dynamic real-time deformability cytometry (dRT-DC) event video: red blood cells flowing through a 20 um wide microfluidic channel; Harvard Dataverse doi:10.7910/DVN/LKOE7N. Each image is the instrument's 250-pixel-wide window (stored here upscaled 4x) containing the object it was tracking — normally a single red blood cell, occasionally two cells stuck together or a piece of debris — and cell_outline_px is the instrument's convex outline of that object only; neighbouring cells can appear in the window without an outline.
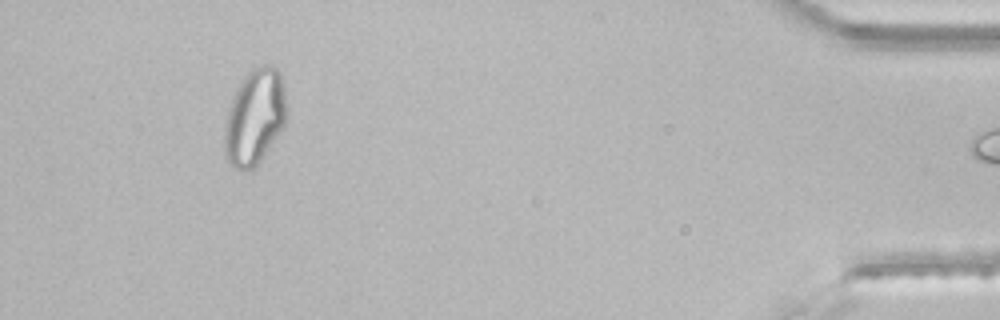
{"species": "common noctule bat (a hibernating species)", "species_latin": "Nyctalus noctula", "temperature_condition": "room temperature", "stored_images_in_passage": 39, "segment_of_instrument_passage": [2, 2], "camera_frame_rate_fps": 3000, "um_per_image_px": 0.085, "animal": {"sex": "male", "body_mass_g": 21.5, "forearm_length_mm": 52.0}, "frame": {"image": 1, "passage_image": 38, "time_ms": 12.333, "image_size_px": [1000, 320], "cell_outline_px": [[288, 108], [284, 124], [260, 160], [252, 168], [244, 172], [240, 172], [232, 168], [228, 164], [224, 156], [224, 124], [228, 108], [236, 88], [244, 76], [252, 68], [264, 64], [268, 64], [276, 68], [280, 72], [284, 84]], "centroid_in_image_um": [21.62, 9.94], "position_along_channel_um": 413.6, "area_um2": 35.14}}